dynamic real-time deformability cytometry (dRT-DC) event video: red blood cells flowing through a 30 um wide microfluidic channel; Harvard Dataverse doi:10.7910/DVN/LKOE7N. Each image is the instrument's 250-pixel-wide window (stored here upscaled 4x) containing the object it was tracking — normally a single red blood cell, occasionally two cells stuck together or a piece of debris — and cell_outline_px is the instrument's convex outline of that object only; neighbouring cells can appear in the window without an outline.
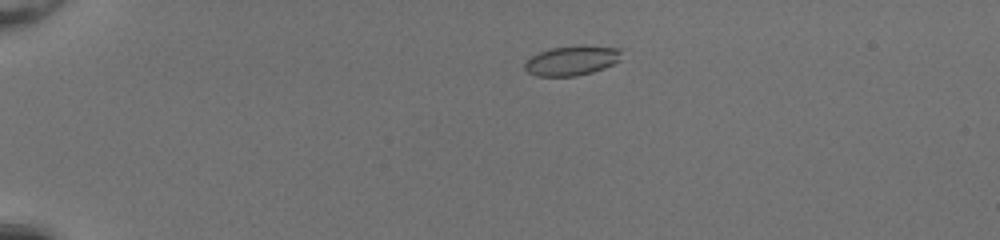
{"species": "common noctule bat (a hibernating species)", "species_latin": "Nyctalus noctula", "temperature_condition": "room temperature", "stored_images_in_passage": 38, "camera_frame_rate_fps": 3000, "um_per_image_px": 0.085, "animal": {"sex": "female", "body_mass_g": 20.0, "forearm_length_mm": 54.0}, "frame": {"image": 1, "passage_image": 9, "time_ms": 2.667, "image_size_px": [1000, 240], "cell_outline_px": [[624, 48], [620, 60], [604, 68], [592, 72], [576, 76], [536, 76], [528, 72], [524, 68], [524, 64], [532, 56], [540, 52], [552, 48], [580, 44]], "centroid_in_image_um": [48.67, 5.12], "position_along_channel_um": 36.3, "area_um2": 16.99}}
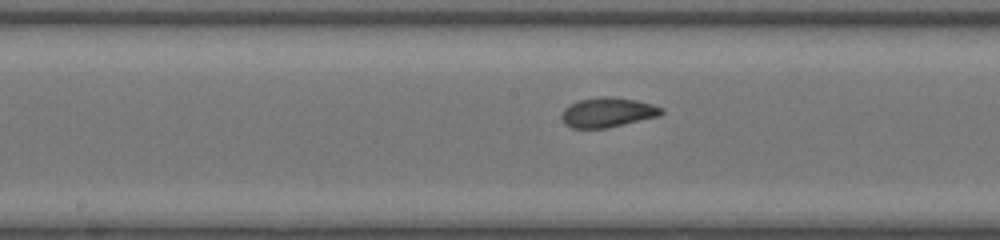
{"frame": {"image": 2, "passage_image": 26, "time_ms": 8.333, "image_size_px": [1000, 240], "cell_outline_px": [[664, 112], [660, 116], [608, 128], [572, 128], [564, 124], [560, 116], [564, 108], [568, 104], [580, 100], [600, 96], [608, 96], [636, 100], [652, 104], [664, 108]], "centroid_in_image_um": [51.64, 9.55], "position_along_channel_um": 196.6, "area_um2": 17.51}}
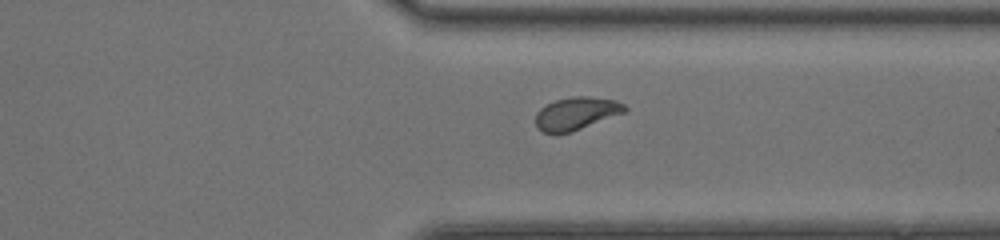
{"frame": {"image": 3, "passage_image": 38, "time_ms": 12.333, "image_size_px": [1000, 240], "cell_outline_px": [[628, 112], [572, 132], [556, 136], [544, 132], [536, 124], [536, 112], [540, 108], [556, 100], [572, 96], [588, 96], [616, 100], [624, 104], [628, 108]], "centroid_in_image_um": [49.03, 9.67], "position_along_channel_um": 362.4, "area_um2": 17.46}}